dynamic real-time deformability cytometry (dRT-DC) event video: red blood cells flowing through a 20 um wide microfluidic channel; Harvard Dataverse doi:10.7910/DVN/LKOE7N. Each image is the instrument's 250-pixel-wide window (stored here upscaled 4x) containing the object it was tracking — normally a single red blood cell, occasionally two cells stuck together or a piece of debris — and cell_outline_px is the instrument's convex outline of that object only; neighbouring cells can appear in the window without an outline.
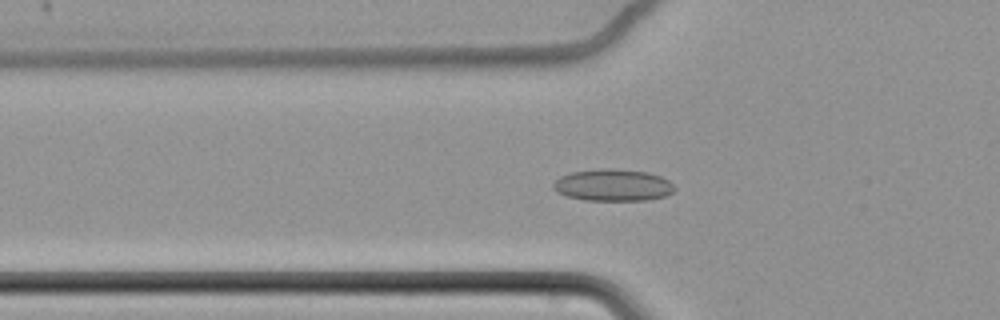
{"species": "common noctule bat (a hibernating species)", "species_latin": "Nyctalus noctula", "temperature_condition": "cold", "stored_images_in_passage": 55, "camera_frame_rate_fps": 3000, "um_per_image_px": 0.085, "animal": {"sex": "female", "body_mass_g": 22.7, "forearm_length_mm": 54.2}, "frame": {"image": 1, "passage_image": 16, "time_ms": 5.0, "image_size_px": [1000, 320], "cell_outline_px": [[676, 188], [668, 196], [648, 200], [584, 200], [568, 196], [556, 192], [552, 188], [552, 184], [560, 176], [572, 172], [600, 168], [612, 168], [648, 172], [660, 176], [668, 180]], "centroid_in_image_um": [52.1, 15.73], "position_along_channel_um": 73.7, "area_um2": 22.72}}
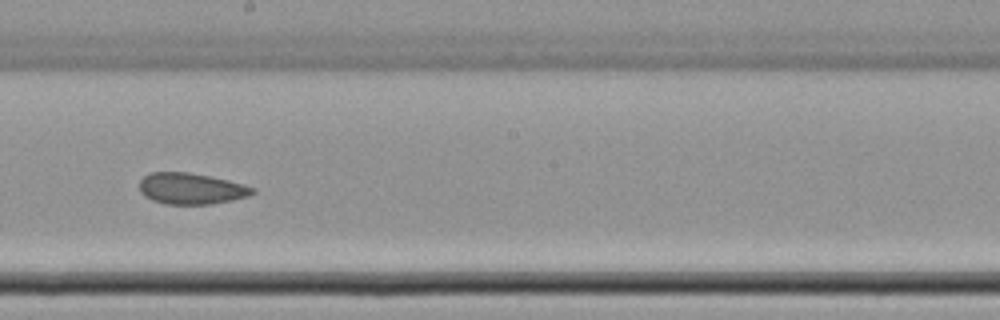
{"frame": {"image": 2, "passage_image": 30, "time_ms": 9.667, "image_size_px": [1000, 320], "cell_outline_px": [[256, 192], [248, 196], [232, 200], [212, 204], [168, 204], [152, 200], [144, 196], [140, 192], [140, 180], [144, 176], [152, 172], [188, 172], [228, 180], [244, 184], [256, 188]], "centroid_in_image_um": [16.26, 16.03], "position_along_channel_um": 231.9, "area_um2": 20.58}}
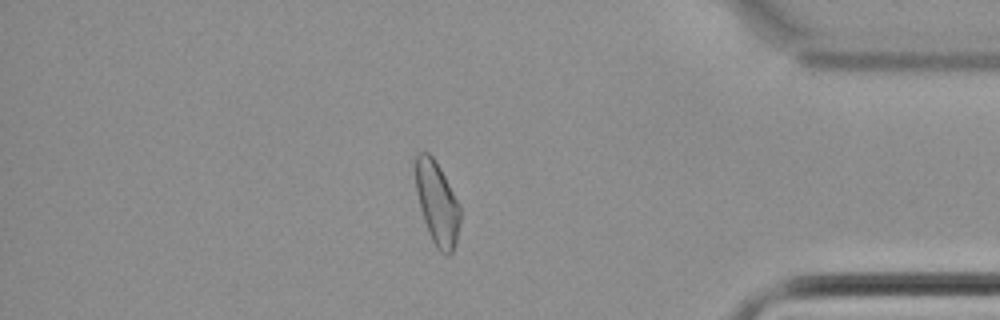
{"frame": {"image": 3, "passage_image": 47, "time_ms": 15.333, "image_size_px": [1000, 320], "cell_outline_px": [[460, 224], [456, 240], [452, 252], [448, 256], [440, 252], [436, 248], [428, 232], [424, 220], [416, 192], [412, 164], [416, 152], [428, 152], [436, 160], [460, 204]], "centroid_in_image_um": [37.12, 17.2], "position_along_channel_um": 398.1, "area_um2": 22.2}, "authors_computed_cell_mechanics": {"area_um2": 21.4438, "velocity_mm_per_s": 3.4301, "shape_relaxation_time_tau1_ms": null, "shape_relaxation_time_tau2_ms": 2.1701, "deformation_change_tau1": null, "deformation_change_tau2": 0.0579}}